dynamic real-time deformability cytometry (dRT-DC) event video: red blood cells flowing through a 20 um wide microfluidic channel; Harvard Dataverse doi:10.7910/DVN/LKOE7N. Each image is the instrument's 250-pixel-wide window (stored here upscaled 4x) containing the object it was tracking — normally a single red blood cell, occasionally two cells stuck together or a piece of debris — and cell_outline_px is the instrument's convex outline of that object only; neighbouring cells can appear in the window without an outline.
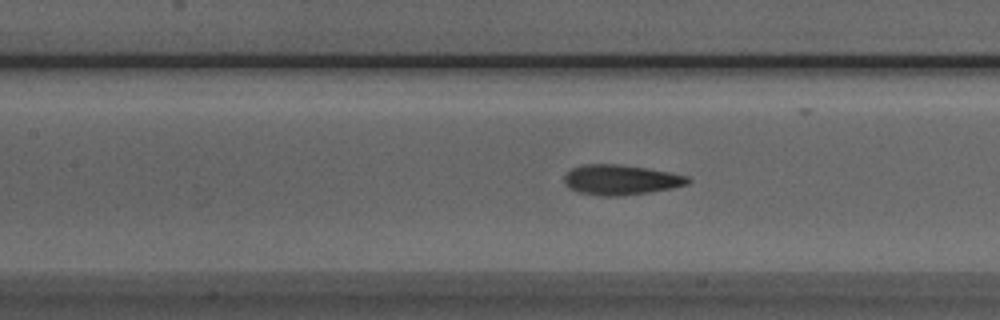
{"species": "Egyptian fruit bat (a non-hibernating species)", "species_latin": "Rousettus aegyptiacus", "temperature_condition": "room temperature", "stored_images_in_passage": 40, "camera_frame_rate_fps": 3000, "um_per_image_px": 0.085, "animal": {"sex": "male"}, "frame": {"image": 1, "passage_image": 20, "time_ms": 6.333, "image_size_px": [1000, 320], "cell_outline_px": [[692, 180], [688, 184], [672, 188], [624, 196], [600, 196], [580, 192], [568, 188], [564, 184], [564, 176], [572, 168], [584, 164], [616, 164], [648, 168], [688, 176]], "centroid_in_image_um": [52.76, 15.29], "position_along_channel_um": 154.6, "area_um2": 21.73}}
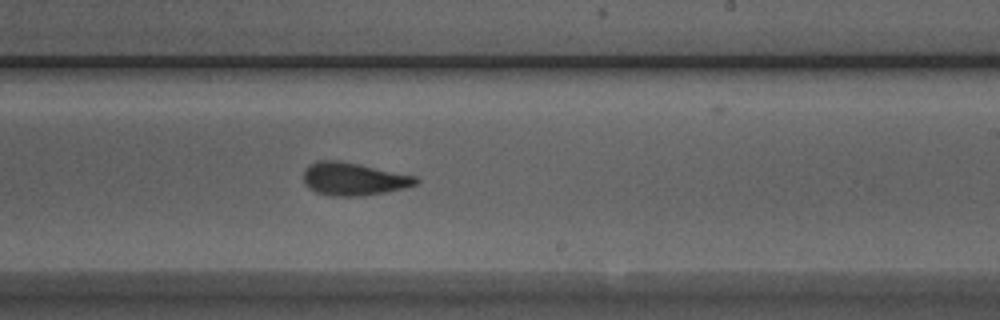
{"frame": {"image": 2, "passage_image": 28, "time_ms": 9.0, "image_size_px": [1000, 320], "cell_outline_px": [[420, 180], [416, 184], [404, 188], [384, 192], [360, 196], [332, 196], [316, 192], [308, 188], [304, 184], [304, 168], [308, 164], [316, 160], [340, 160], [360, 164], [416, 176]], "centroid_in_image_um": [30.01, 15.2], "position_along_channel_um": 259.0, "area_um2": 21.68}}
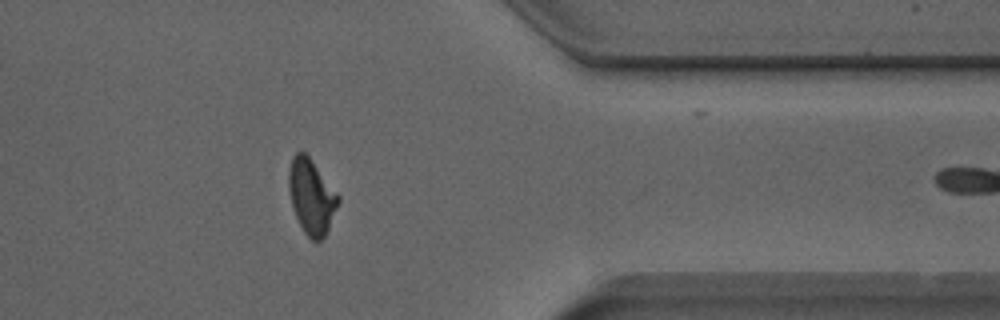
{"frame": {"image": 3, "passage_image": 39, "time_ms": 12.667, "image_size_px": [1000, 320], "cell_outline_px": [[340, 200], [328, 228], [324, 236], [320, 240], [312, 240], [304, 232], [296, 216], [292, 204], [288, 188], [288, 172], [292, 156], [296, 152], [304, 152], [308, 156], [340, 196]], "centroid_in_image_um": [26.46, 16.69], "position_along_channel_um": 384.9, "area_um2": 21.21}}